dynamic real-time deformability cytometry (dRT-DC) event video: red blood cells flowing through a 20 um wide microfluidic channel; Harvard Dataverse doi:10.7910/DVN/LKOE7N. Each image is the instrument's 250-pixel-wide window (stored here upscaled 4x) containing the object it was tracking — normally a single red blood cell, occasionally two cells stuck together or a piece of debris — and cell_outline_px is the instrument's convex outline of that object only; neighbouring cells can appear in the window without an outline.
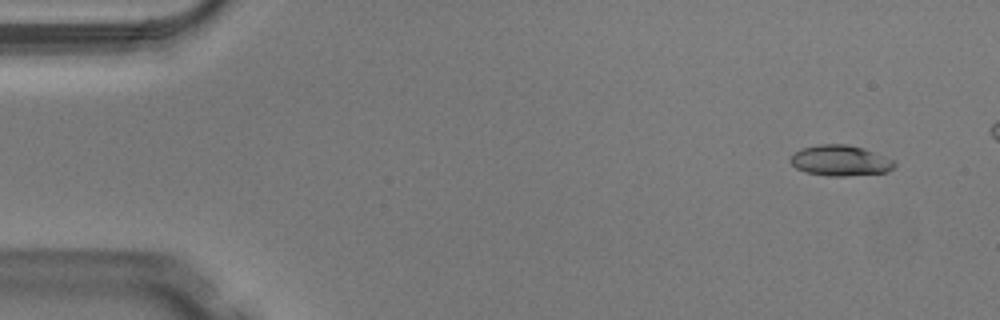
{"species": "Egyptian fruit bat (a non-hibernating species)", "species_latin": "Rousettus aegyptiacus", "temperature_condition": "warm", "stored_images_in_passage": 7, "segment_of_instrument_passage": [1, 2], "camera_frame_rate_fps": 3000, "um_per_image_px": 0.085, "animal": {"sex": "male"}, "frame": {"image": 1, "passage_image": 1, "time_ms": 0.0, "image_size_px": [1000, 320], "cell_outline_px": [[896, 164], [888, 172], [844, 176], [828, 176], [804, 172], [796, 168], [788, 160], [800, 148], [820, 144], [844, 144], [860, 148], [896, 160]], "centroid_in_image_um": [71.4, 13.66], "position_along_channel_um": 13.6, "area_um2": 18.5}}
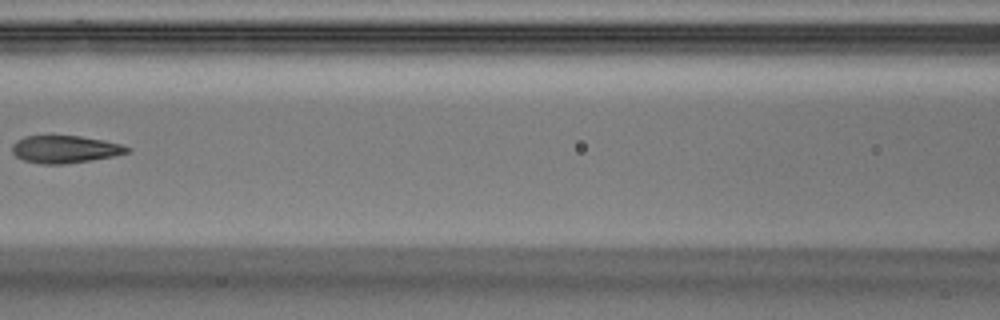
{"frame": {"image": 2, "passage_image": 6, "time_ms": 1.667, "image_size_px": [1000, 320], "cell_outline_px": [[132, 148], [128, 152], [112, 156], [92, 160], [64, 164], [40, 164], [24, 160], [16, 156], [12, 152], [12, 144], [16, 140], [24, 136], [80, 136], [104, 140], [120, 144]], "centroid_in_image_um": [5.5, 12.69], "position_along_channel_um": 161.1, "area_um2": 18.38}}